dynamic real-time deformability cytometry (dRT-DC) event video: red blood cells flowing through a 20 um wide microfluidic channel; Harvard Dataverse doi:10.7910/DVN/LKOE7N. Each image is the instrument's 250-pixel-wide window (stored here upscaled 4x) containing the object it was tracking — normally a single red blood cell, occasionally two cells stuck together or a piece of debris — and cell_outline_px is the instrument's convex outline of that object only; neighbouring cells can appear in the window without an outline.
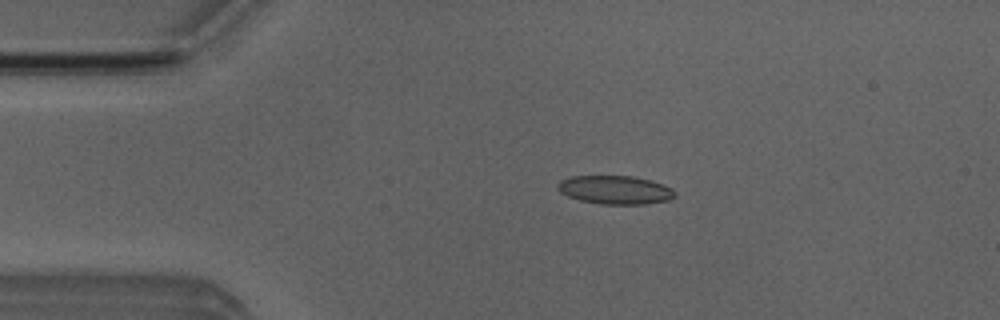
{"species": "Egyptian fruit bat (a non-hibernating species)", "species_latin": "Rousettus aegyptiacus", "temperature_condition": "room temperature", "stored_images_in_passage": 51, "camera_frame_rate_fps": 3000, "um_per_image_px": 0.085, "animal": {"sex": "male"}, "frame": {"image": 1, "passage_image": 10, "time_ms": 3.0, "image_size_px": [1000, 320], "cell_outline_px": [[676, 196], [668, 200], [644, 204], [600, 204], [580, 200], [568, 196], [560, 192], [556, 188], [556, 184], [560, 180], [572, 176], [632, 176], [648, 180], [672, 188], [676, 192]], "centroid_in_image_um": [52.25, 16.14], "position_along_channel_um": 32.7, "area_um2": 19.42}}
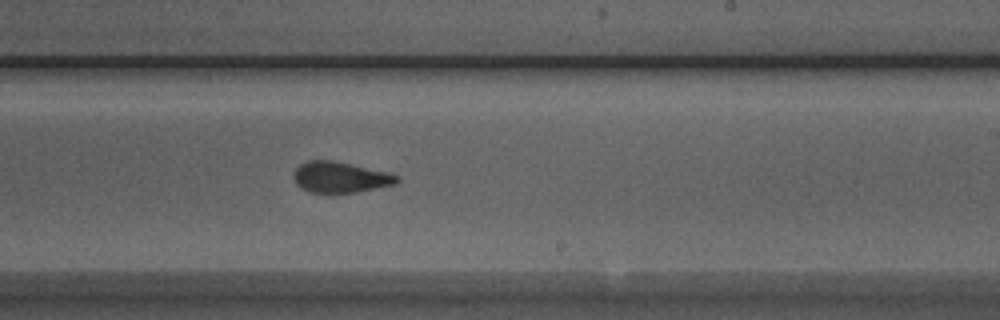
{"frame": {"image": 2, "passage_image": 30, "time_ms": 9.667, "image_size_px": [1000, 320], "cell_outline_px": [[400, 180], [396, 184], [356, 192], [308, 192], [296, 184], [292, 176], [296, 168], [300, 164], [308, 160], [332, 160], [388, 172], [400, 176]], "centroid_in_image_um": [28.92, 15.05], "position_along_channel_um": 260.1, "area_um2": 18.55}}
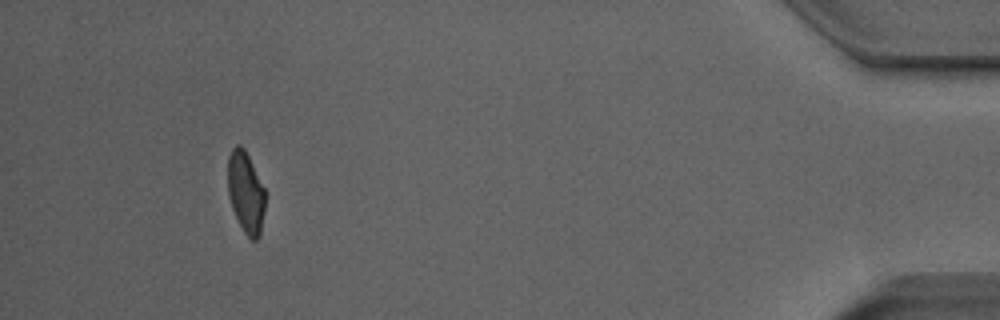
{"frame": {"image": 3, "passage_image": 47, "time_ms": 15.333, "image_size_px": [1000, 320], "cell_outline_px": [[264, 208], [260, 236], [256, 240], [252, 240], [244, 232], [232, 208], [228, 196], [228, 156], [232, 148], [236, 144], [240, 144], [244, 148], [264, 188]], "centroid_in_image_um": [20.87, 16.33], "position_along_channel_um": 414.3, "area_um2": 17.51}, "authors_computed_cell_mechanics": {"area_um2": 19.1896, "velocity_mm_per_s": 4.0022, "shape_relaxation_time_tau1_ms": null, "shape_relaxation_time_tau2_ms": 1.3667, "deformation_change_tau1": null, "deformation_change_tau2": 0.0873}}